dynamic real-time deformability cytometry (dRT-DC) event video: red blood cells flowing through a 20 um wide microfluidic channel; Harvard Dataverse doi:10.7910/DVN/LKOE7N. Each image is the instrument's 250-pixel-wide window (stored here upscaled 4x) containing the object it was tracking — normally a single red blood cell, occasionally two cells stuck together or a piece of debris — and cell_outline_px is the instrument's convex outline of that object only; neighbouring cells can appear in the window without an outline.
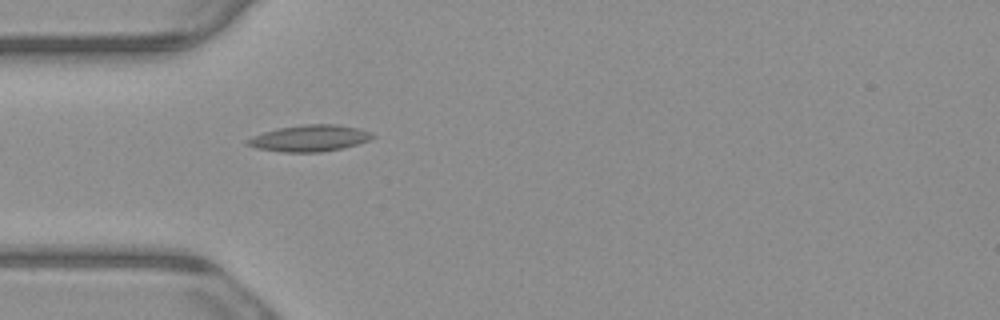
{"species": "common noctule bat (a hibernating species)", "species_latin": "Nyctalus noctula", "temperature_condition": "warm", "stored_images_in_passage": 4, "camera_frame_rate_fps": 3000, "um_per_image_px": 0.085, "animal": {"sex": "male", "body_mass_g": 23.1, "forearm_length_mm": 52.7}, "frame": {"image": 1, "passage_image": 4, "time_ms": 1.0, "image_size_px": [1000, 320], "cell_outline_px": [[376, 136], [368, 140], [344, 148], [320, 152], [280, 152], [256, 148], [244, 144], [244, 140], [264, 132], [280, 128], [304, 124], [336, 124], [360, 128], [372, 132]], "centroid_in_image_um": [26.32, 11.75], "position_along_channel_um": 58.7, "area_um2": 19.36}}